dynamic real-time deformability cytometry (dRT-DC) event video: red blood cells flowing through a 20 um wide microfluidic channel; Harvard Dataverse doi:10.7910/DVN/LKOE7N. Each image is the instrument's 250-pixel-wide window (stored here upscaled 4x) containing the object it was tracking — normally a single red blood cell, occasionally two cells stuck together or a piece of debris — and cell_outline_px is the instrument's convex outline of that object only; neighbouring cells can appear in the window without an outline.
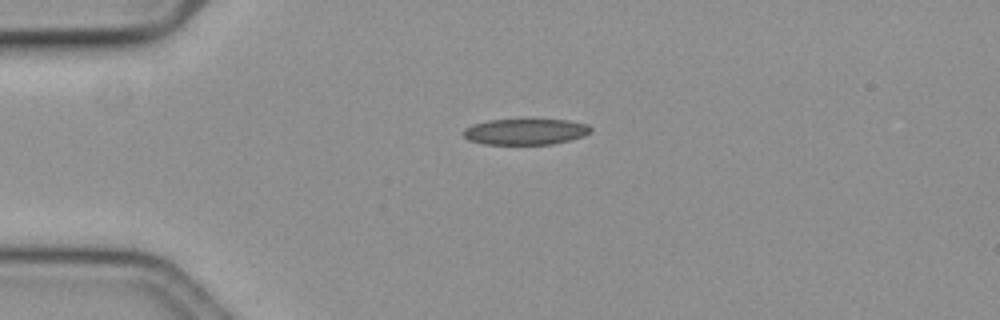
{"species": "common noctule bat (a hibernating species)", "species_latin": "Nyctalus noctula", "temperature_condition": "cold", "stored_images_in_passage": 32, "camera_frame_rate_fps": 3000, "um_per_image_px": 0.085, "animal": {"sex": "female", "body_mass_g": 19.3, "forearm_length_mm": 54.1}, "frame": {"image": 1, "passage_image": 1, "time_ms": 0.0, "image_size_px": [1000, 320], "cell_outline_px": [[592, 128], [584, 136], [552, 144], [484, 144], [468, 140], [460, 132], [464, 128], [472, 124], [488, 120], [568, 120], [588, 124]], "centroid_in_image_um": [44.61, 11.19], "position_along_channel_um": 40.4, "area_um2": 19.25}}
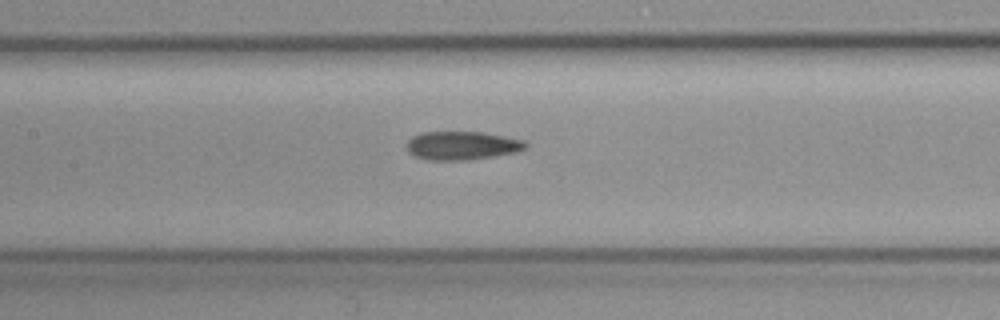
{"frame": {"image": 2, "passage_image": 14, "time_ms": 4.333, "image_size_px": [1000, 320], "cell_outline_px": [[528, 148], [516, 152], [468, 160], [428, 160], [416, 156], [408, 152], [408, 140], [412, 136], [420, 132], [484, 132], [524, 140], [528, 144]], "centroid_in_image_um": [39.29, 12.37], "position_along_channel_um": 168.1, "area_um2": 19.77}}
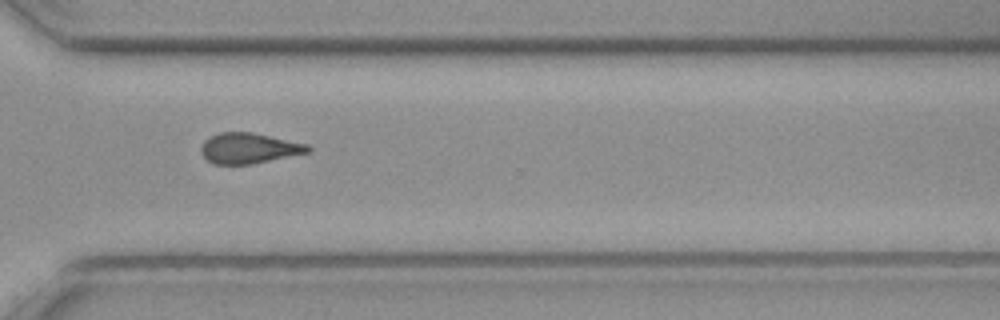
{"frame": {"image": 3, "passage_image": 29, "time_ms": 9.333, "image_size_px": [1000, 320], "cell_outline_px": [[312, 148], [308, 152], [252, 164], [212, 164], [200, 152], [200, 148], [204, 140], [208, 136], [220, 132], [252, 132], [308, 144]], "centroid_in_image_um": [21.12, 12.59], "position_along_channel_um": 349.5, "area_um2": 19.02}, "authors_computed_cell_mechanics": {"area_um2": 19.3052, "velocity_mm_per_s": 3.634, "shape_relaxation_time_tau1_ms": null, "shape_relaxation_time_tau2_ms": 3.9824, "deformation_change_tau1": null, "deformation_change_tau2": 0.112}}